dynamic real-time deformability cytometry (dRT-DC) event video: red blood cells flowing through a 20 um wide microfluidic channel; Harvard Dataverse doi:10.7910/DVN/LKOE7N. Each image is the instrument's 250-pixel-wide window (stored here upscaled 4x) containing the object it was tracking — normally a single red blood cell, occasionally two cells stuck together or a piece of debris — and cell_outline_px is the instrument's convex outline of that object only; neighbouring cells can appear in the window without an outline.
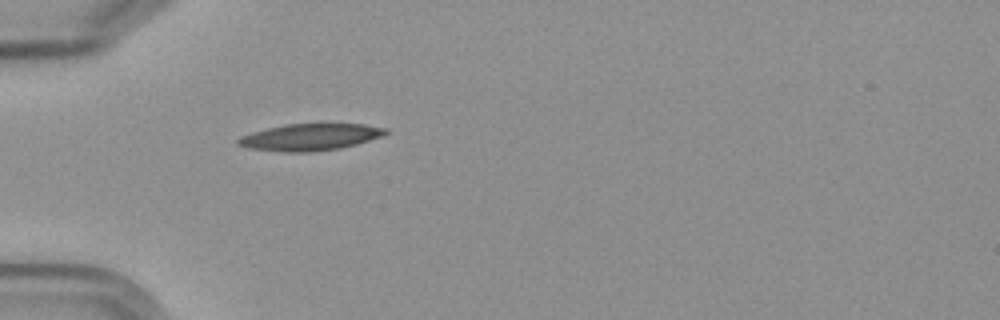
{"species": "Egyptian fruit bat (a non-hibernating species)", "species_latin": "Rousettus aegyptiacus", "temperature_condition": "cold", "stored_images_in_passage": 1, "camera_frame_rate_fps": 3000, "um_per_image_px": 0.085, "frame": {"image": 1, "passage_image": 1, "time_ms": 0.0, "image_size_px": [1000, 320], "cell_outline_px": [[388, 132], [380, 136], [356, 144], [340, 148], [308, 152], [288, 152], [248, 148], [236, 144], [236, 140], [240, 136], [252, 132], [284, 124], [320, 120], [324, 120], [364, 124], [388, 128]], "centroid_in_image_um": [26.38, 11.59], "position_along_channel_um": 58.6, "area_um2": 24.04}}